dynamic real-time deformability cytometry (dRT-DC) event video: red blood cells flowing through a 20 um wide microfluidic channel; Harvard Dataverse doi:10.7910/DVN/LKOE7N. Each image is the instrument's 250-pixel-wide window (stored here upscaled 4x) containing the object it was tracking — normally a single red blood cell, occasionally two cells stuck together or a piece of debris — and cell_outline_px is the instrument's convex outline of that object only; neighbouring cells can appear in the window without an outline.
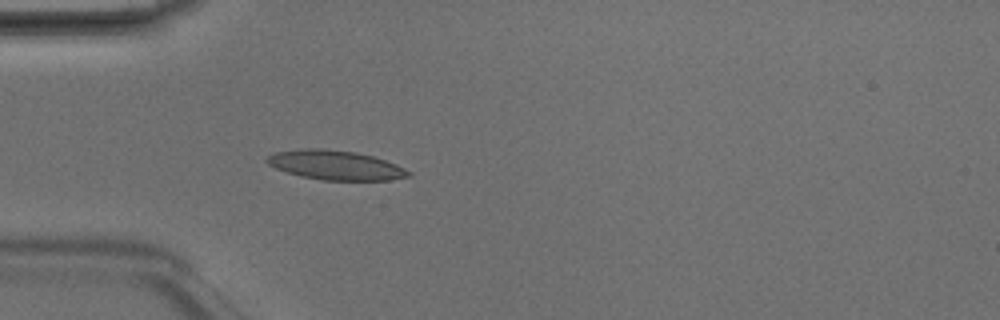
{"species": "Egyptian fruit bat (a non-hibernating species)", "species_latin": "Rousettus aegyptiacus", "temperature_condition": "room temperature", "stored_images_in_passage": 5, "camera_frame_rate_fps": 3000, "um_per_image_px": 0.085, "animal": {"sex": "male"}, "frame": {"image": 1, "passage_image": 5, "time_ms": 1.333, "image_size_px": [1000, 320], "cell_outline_px": [[412, 176], [388, 180], [324, 180], [300, 176], [276, 168], [268, 164], [264, 160], [268, 156], [276, 152], [304, 148], [320, 148], [352, 152], [372, 156], [396, 164], [412, 172]], "centroid_in_image_um": [28.52, 14.04], "position_along_channel_um": 56.5, "area_um2": 24.04}}